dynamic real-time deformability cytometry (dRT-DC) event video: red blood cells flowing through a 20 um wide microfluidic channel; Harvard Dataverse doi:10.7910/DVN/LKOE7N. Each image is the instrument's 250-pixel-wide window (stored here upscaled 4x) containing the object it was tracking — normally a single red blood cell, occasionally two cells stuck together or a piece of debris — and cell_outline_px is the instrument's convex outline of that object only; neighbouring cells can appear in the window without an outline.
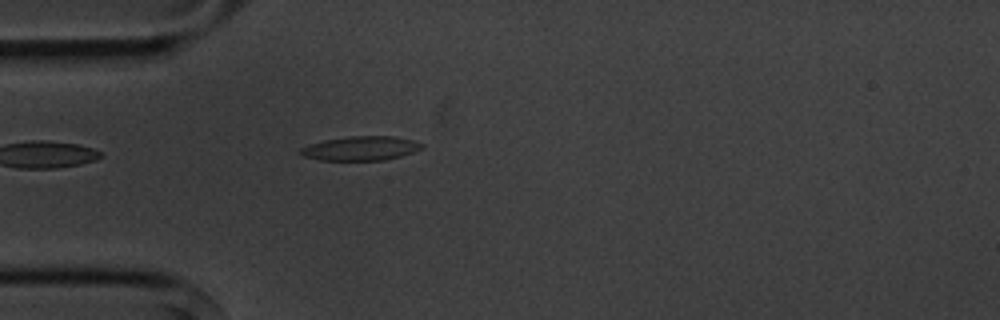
{"species": "common noctule bat (a hibernating species)", "species_latin": "Nyctalus noctula", "temperature_condition": "cold", "stored_images_in_passage": 2, "camera_frame_rate_fps": 3000, "um_per_image_px": 0.085, "animal": {"sex": "male", "body_mass_g": 20.1, "forearm_length_mm": 53.5}, "frame": {"image": 1, "passage_image": 2, "time_ms": 1.0, "image_size_px": [1000, 320], "cell_outline_px": [[424, 148], [400, 156], [384, 160], [320, 160], [300, 156], [296, 152], [300, 148], [324, 140], [352, 136], [392, 136], [412, 140], [424, 144]], "centroid_in_image_um": [30.62, 12.61], "position_along_channel_um": 54.4, "area_um2": 17.11}}